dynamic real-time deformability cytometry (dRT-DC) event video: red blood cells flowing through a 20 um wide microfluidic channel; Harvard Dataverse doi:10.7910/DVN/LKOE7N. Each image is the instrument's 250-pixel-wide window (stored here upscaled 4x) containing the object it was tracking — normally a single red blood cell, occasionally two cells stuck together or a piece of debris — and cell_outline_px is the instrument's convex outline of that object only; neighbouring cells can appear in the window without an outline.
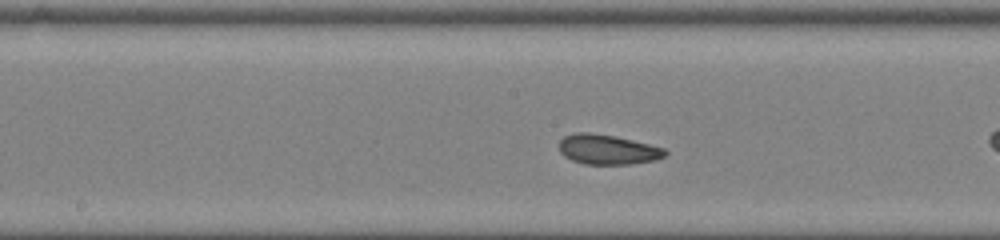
{"species": "common noctule bat (a hibernating species)", "species_latin": "Nyctalus noctula", "temperature_condition": "room temperature", "stored_images_in_passage": 32, "camera_frame_rate_fps": 3000, "um_per_image_px": 0.085, "animal": {"sex": "female", "body_mass_g": 22.0, "forearm_length_mm": 56.7}, "frame": {"image": 1, "passage_image": 10, "time_ms": 3.0, "image_size_px": [1000, 240], "cell_outline_px": [[668, 152], [664, 156], [656, 160], [628, 164], [584, 164], [572, 160], [564, 156], [560, 152], [560, 140], [564, 136], [576, 132], [588, 132], [612, 136], [632, 140], [664, 148]], "centroid_in_image_um": [51.63, 12.71], "position_along_channel_um": 196.6, "area_um2": 18.26}, "authors_computed_cell_mechanics": {"area_um2": 18.3804, "velocity_mm_per_s": 4.0161, "shape_relaxation_time_tau1_ms": 4.1287, "shape_relaxation_time_tau2_ms": null, "deformation_change_tau1": 0.0961, "deformation_change_tau2": null}}